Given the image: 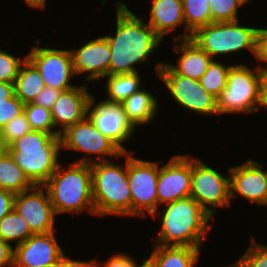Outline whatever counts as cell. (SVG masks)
I'll return each mask as SVG.
<instances>
[{
	"label": "cell",
	"mask_w": 267,
	"mask_h": 267,
	"mask_svg": "<svg viewBox=\"0 0 267 267\" xmlns=\"http://www.w3.org/2000/svg\"><path fill=\"white\" fill-rule=\"evenodd\" d=\"M24 105L15 96L14 83L0 81V130L10 120L24 112Z\"/></svg>",
	"instance_id": "cell-30"
},
{
	"label": "cell",
	"mask_w": 267,
	"mask_h": 267,
	"mask_svg": "<svg viewBox=\"0 0 267 267\" xmlns=\"http://www.w3.org/2000/svg\"><path fill=\"white\" fill-rule=\"evenodd\" d=\"M42 186L48 192L56 216L64 213L78 214L85 210L95 216L91 164L71 162L69 166H64L60 162Z\"/></svg>",
	"instance_id": "cell-4"
},
{
	"label": "cell",
	"mask_w": 267,
	"mask_h": 267,
	"mask_svg": "<svg viewBox=\"0 0 267 267\" xmlns=\"http://www.w3.org/2000/svg\"><path fill=\"white\" fill-rule=\"evenodd\" d=\"M154 71L182 109L203 116L218 114L216 98L201 86L199 80L176 74L164 61L154 65Z\"/></svg>",
	"instance_id": "cell-10"
},
{
	"label": "cell",
	"mask_w": 267,
	"mask_h": 267,
	"mask_svg": "<svg viewBox=\"0 0 267 267\" xmlns=\"http://www.w3.org/2000/svg\"><path fill=\"white\" fill-rule=\"evenodd\" d=\"M95 99L94 94L91 95L87 108L88 119L123 152H129L124 143L134 136L136 128L128 120L123 105L104 99L96 103Z\"/></svg>",
	"instance_id": "cell-13"
},
{
	"label": "cell",
	"mask_w": 267,
	"mask_h": 267,
	"mask_svg": "<svg viewBox=\"0 0 267 267\" xmlns=\"http://www.w3.org/2000/svg\"><path fill=\"white\" fill-rule=\"evenodd\" d=\"M139 71L121 75L106 76L105 90L107 97L104 100L114 103H122L133 93L143 88Z\"/></svg>",
	"instance_id": "cell-26"
},
{
	"label": "cell",
	"mask_w": 267,
	"mask_h": 267,
	"mask_svg": "<svg viewBox=\"0 0 267 267\" xmlns=\"http://www.w3.org/2000/svg\"><path fill=\"white\" fill-rule=\"evenodd\" d=\"M24 113L31 130L48 132L55 136H60L59 131L54 128L50 109L31 102L24 105Z\"/></svg>",
	"instance_id": "cell-31"
},
{
	"label": "cell",
	"mask_w": 267,
	"mask_h": 267,
	"mask_svg": "<svg viewBox=\"0 0 267 267\" xmlns=\"http://www.w3.org/2000/svg\"><path fill=\"white\" fill-rule=\"evenodd\" d=\"M44 267H85L84 261L82 260H74L66 254L57 262L46 265Z\"/></svg>",
	"instance_id": "cell-41"
},
{
	"label": "cell",
	"mask_w": 267,
	"mask_h": 267,
	"mask_svg": "<svg viewBox=\"0 0 267 267\" xmlns=\"http://www.w3.org/2000/svg\"><path fill=\"white\" fill-rule=\"evenodd\" d=\"M156 98L151 91L143 87L121 103L128 120L135 128L152 123L156 118L159 110Z\"/></svg>",
	"instance_id": "cell-23"
},
{
	"label": "cell",
	"mask_w": 267,
	"mask_h": 267,
	"mask_svg": "<svg viewBox=\"0 0 267 267\" xmlns=\"http://www.w3.org/2000/svg\"><path fill=\"white\" fill-rule=\"evenodd\" d=\"M262 71L245 63L231 66L226 87L216 98L218 115L259 112Z\"/></svg>",
	"instance_id": "cell-7"
},
{
	"label": "cell",
	"mask_w": 267,
	"mask_h": 267,
	"mask_svg": "<svg viewBox=\"0 0 267 267\" xmlns=\"http://www.w3.org/2000/svg\"><path fill=\"white\" fill-rule=\"evenodd\" d=\"M14 246L0 239V267H13Z\"/></svg>",
	"instance_id": "cell-39"
},
{
	"label": "cell",
	"mask_w": 267,
	"mask_h": 267,
	"mask_svg": "<svg viewBox=\"0 0 267 267\" xmlns=\"http://www.w3.org/2000/svg\"><path fill=\"white\" fill-rule=\"evenodd\" d=\"M27 55L23 58L14 56L12 53L0 48V81L14 83L18 75L21 64L26 60Z\"/></svg>",
	"instance_id": "cell-35"
},
{
	"label": "cell",
	"mask_w": 267,
	"mask_h": 267,
	"mask_svg": "<svg viewBox=\"0 0 267 267\" xmlns=\"http://www.w3.org/2000/svg\"><path fill=\"white\" fill-rule=\"evenodd\" d=\"M200 250L189 246L153 245L149 257L143 259L150 267H195Z\"/></svg>",
	"instance_id": "cell-22"
},
{
	"label": "cell",
	"mask_w": 267,
	"mask_h": 267,
	"mask_svg": "<svg viewBox=\"0 0 267 267\" xmlns=\"http://www.w3.org/2000/svg\"><path fill=\"white\" fill-rule=\"evenodd\" d=\"M60 141L61 150L84 153L82 158L73 161L77 163L92 164L96 160L97 162L107 161L123 153L116 144L96 129L88 117L61 132ZM94 155L97 159H94Z\"/></svg>",
	"instance_id": "cell-8"
},
{
	"label": "cell",
	"mask_w": 267,
	"mask_h": 267,
	"mask_svg": "<svg viewBox=\"0 0 267 267\" xmlns=\"http://www.w3.org/2000/svg\"><path fill=\"white\" fill-rule=\"evenodd\" d=\"M260 106L267 108V72L262 73L260 84V102L258 110H261Z\"/></svg>",
	"instance_id": "cell-42"
},
{
	"label": "cell",
	"mask_w": 267,
	"mask_h": 267,
	"mask_svg": "<svg viewBox=\"0 0 267 267\" xmlns=\"http://www.w3.org/2000/svg\"><path fill=\"white\" fill-rule=\"evenodd\" d=\"M13 209L25 219L33 234L57 231V216L43 186L35 185L30 190L15 194Z\"/></svg>",
	"instance_id": "cell-15"
},
{
	"label": "cell",
	"mask_w": 267,
	"mask_h": 267,
	"mask_svg": "<svg viewBox=\"0 0 267 267\" xmlns=\"http://www.w3.org/2000/svg\"><path fill=\"white\" fill-rule=\"evenodd\" d=\"M70 51L75 75L88 74L84 82H98L109 76L111 49L105 36L87 40L80 48H71Z\"/></svg>",
	"instance_id": "cell-18"
},
{
	"label": "cell",
	"mask_w": 267,
	"mask_h": 267,
	"mask_svg": "<svg viewBox=\"0 0 267 267\" xmlns=\"http://www.w3.org/2000/svg\"><path fill=\"white\" fill-rule=\"evenodd\" d=\"M161 229L154 245L201 248L214 218L191 196L163 204Z\"/></svg>",
	"instance_id": "cell-2"
},
{
	"label": "cell",
	"mask_w": 267,
	"mask_h": 267,
	"mask_svg": "<svg viewBox=\"0 0 267 267\" xmlns=\"http://www.w3.org/2000/svg\"><path fill=\"white\" fill-rule=\"evenodd\" d=\"M239 21L212 22L198 28L190 39L212 59L217 60L220 56L226 58L236 52L239 54L244 49L255 56L259 28L240 25Z\"/></svg>",
	"instance_id": "cell-6"
},
{
	"label": "cell",
	"mask_w": 267,
	"mask_h": 267,
	"mask_svg": "<svg viewBox=\"0 0 267 267\" xmlns=\"http://www.w3.org/2000/svg\"><path fill=\"white\" fill-rule=\"evenodd\" d=\"M192 155L175 154L164 165L159 164L157 180L158 211L163 204L190 196L192 179Z\"/></svg>",
	"instance_id": "cell-14"
},
{
	"label": "cell",
	"mask_w": 267,
	"mask_h": 267,
	"mask_svg": "<svg viewBox=\"0 0 267 267\" xmlns=\"http://www.w3.org/2000/svg\"><path fill=\"white\" fill-rule=\"evenodd\" d=\"M24 2L32 9L45 10L47 0H24Z\"/></svg>",
	"instance_id": "cell-43"
},
{
	"label": "cell",
	"mask_w": 267,
	"mask_h": 267,
	"mask_svg": "<svg viewBox=\"0 0 267 267\" xmlns=\"http://www.w3.org/2000/svg\"><path fill=\"white\" fill-rule=\"evenodd\" d=\"M255 60L261 61L262 64L258 63L257 67L263 72H267V28L258 29L256 36V51H255Z\"/></svg>",
	"instance_id": "cell-37"
},
{
	"label": "cell",
	"mask_w": 267,
	"mask_h": 267,
	"mask_svg": "<svg viewBox=\"0 0 267 267\" xmlns=\"http://www.w3.org/2000/svg\"><path fill=\"white\" fill-rule=\"evenodd\" d=\"M251 1L252 0H209L212 22L239 20V8L246 6Z\"/></svg>",
	"instance_id": "cell-32"
},
{
	"label": "cell",
	"mask_w": 267,
	"mask_h": 267,
	"mask_svg": "<svg viewBox=\"0 0 267 267\" xmlns=\"http://www.w3.org/2000/svg\"><path fill=\"white\" fill-rule=\"evenodd\" d=\"M159 162L134 157L128 152V180L132 198V217H148L158 211L157 180ZM148 213V214H147Z\"/></svg>",
	"instance_id": "cell-11"
},
{
	"label": "cell",
	"mask_w": 267,
	"mask_h": 267,
	"mask_svg": "<svg viewBox=\"0 0 267 267\" xmlns=\"http://www.w3.org/2000/svg\"><path fill=\"white\" fill-rule=\"evenodd\" d=\"M60 93L61 90L45 86L32 103L51 110Z\"/></svg>",
	"instance_id": "cell-38"
},
{
	"label": "cell",
	"mask_w": 267,
	"mask_h": 267,
	"mask_svg": "<svg viewBox=\"0 0 267 267\" xmlns=\"http://www.w3.org/2000/svg\"><path fill=\"white\" fill-rule=\"evenodd\" d=\"M27 58L39 70L46 86L61 91L71 89L74 73L70 49L34 46L27 54Z\"/></svg>",
	"instance_id": "cell-12"
},
{
	"label": "cell",
	"mask_w": 267,
	"mask_h": 267,
	"mask_svg": "<svg viewBox=\"0 0 267 267\" xmlns=\"http://www.w3.org/2000/svg\"><path fill=\"white\" fill-rule=\"evenodd\" d=\"M28 179L42 186L60 163V136L31 130L5 148Z\"/></svg>",
	"instance_id": "cell-5"
},
{
	"label": "cell",
	"mask_w": 267,
	"mask_h": 267,
	"mask_svg": "<svg viewBox=\"0 0 267 267\" xmlns=\"http://www.w3.org/2000/svg\"><path fill=\"white\" fill-rule=\"evenodd\" d=\"M230 176V201L240 196L260 207L267 206V170L253 159L228 168ZM262 205V206H261Z\"/></svg>",
	"instance_id": "cell-16"
},
{
	"label": "cell",
	"mask_w": 267,
	"mask_h": 267,
	"mask_svg": "<svg viewBox=\"0 0 267 267\" xmlns=\"http://www.w3.org/2000/svg\"><path fill=\"white\" fill-rule=\"evenodd\" d=\"M15 194L0 188V220L13 209Z\"/></svg>",
	"instance_id": "cell-40"
},
{
	"label": "cell",
	"mask_w": 267,
	"mask_h": 267,
	"mask_svg": "<svg viewBox=\"0 0 267 267\" xmlns=\"http://www.w3.org/2000/svg\"><path fill=\"white\" fill-rule=\"evenodd\" d=\"M31 131L26 115L22 114L14 117L0 130V148H7L16 139L23 137Z\"/></svg>",
	"instance_id": "cell-34"
},
{
	"label": "cell",
	"mask_w": 267,
	"mask_h": 267,
	"mask_svg": "<svg viewBox=\"0 0 267 267\" xmlns=\"http://www.w3.org/2000/svg\"><path fill=\"white\" fill-rule=\"evenodd\" d=\"M151 2L148 25L162 40L183 24L185 32L177 34L174 40L191 38L192 33L186 28L183 16L182 0H151Z\"/></svg>",
	"instance_id": "cell-20"
},
{
	"label": "cell",
	"mask_w": 267,
	"mask_h": 267,
	"mask_svg": "<svg viewBox=\"0 0 267 267\" xmlns=\"http://www.w3.org/2000/svg\"><path fill=\"white\" fill-rule=\"evenodd\" d=\"M140 267H150L146 262H144Z\"/></svg>",
	"instance_id": "cell-44"
},
{
	"label": "cell",
	"mask_w": 267,
	"mask_h": 267,
	"mask_svg": "<svg viewBox=\"0 0 267 267\" xmlns=\"http://www.w3.org/2000/svg\"><path fill=\"white\" fill-rule=\"evenodd\" d=\"M250 239V245L244 254L234 263L225 267H267V246L258 243L254 236H251Z\"/></svg>",
	"instance_id": "cell-33"
},
{
	"label": "cell",
	"mask_w": 267,
	"mask_h": 267,
	"mask_svg": "<svg viewBox=\"0 0 267 267\" xmlns=\"http://www.w3.org/2000/svg\"><path fill=\"white\" fill-rule=\"evenodd\" d=\"M186 28L193 34L198 28L212 23L209 0H182Z\"/></svg>",
	"instance_id": "cell-28"
},
{
	"label": "cell",
	"mask_w": 267,
	"mask_h": 267,
	"mask_svg": "<svg viewBox=\"0 0 267 267\" xmlns=\"http://www.w3.org/2000/svg\"><path fill=\"white\" fill-rule=\"evenodd\" d=\"M232 65H225L218 59H213L204 75L199 79L201 86L215 98L226 87L227 76Z\"/></svg>",
	"instance_id": "cell-29"
},
{
	"label": "cell",
	"mask_w": 267,
	"mask_h": 267,
	"mask_svg": "<svg viewBox=\"0 0 267 267\" xmlns=\"http://www.w3.org/2000/svg\"><path fill=\"white\" fill-rule=\"evenodd\" d=\"M45 86L39 70L26 58L14 82L15 96L24 104L31 103Z\"/></svg>",
	"instance_id": "cell-24"
},
{
	"label": "cell",
	"mask_w": 267,
	"mask_h": 267,
	"mask_svg": "<svg viewBox=\"0 0 267 267\" xmlns=\"http://www.w3.org/2000/svg\"><path fill=\"white\" fill-rule=\"evenodd\" d=\"M175 41L176 44L173 48L180 57H178L176 65L168 61H165V63L176 74L199 80L213 59L191 39Z\"/></svg>",
	"instance_id": "cell-21"
},
{
	"label": "cell",
	"mask_w": 267,
	"mask_h": 267,
	"mask_svg": "<svg viewBox=\"0 0 267 267\" xmlns=\"http://www.w3.org/2000/svg\"><path fill=\"white\" fill-rule=\"evenodd\" d=\"M55 233L33 234L14 246L13 267H44L59 261L66 253L58 244Z\"/></svg>",
	"instance_id": "cell-17"
},
{
	"label": "cell",
	"mask_w": 267,
	"mask_h": 267,
	"mask_svg": "<svg viewBox=\"0 0 267 267\" xmlns=\"http://www.w3.org/2000/svg\"><path fill=\"white\" fill-rule=\"evenodd\" d=\"M115 6V34L104 35L111 49L109 75L137 72L138 64L147 62L163 41L126 3L116 0Z\"/></svg>",
	"instance_id": "cell-1"
},
{
	"label": "cell",
	"mask_w": 267,
	"mask_h": 267,
	"mask_svg": "<svg viewBox=\"0 0 267 267\" xmlns=\"http://www.w3.org/2000/svg\"><path fill=\"white\" fill-rule=\"evenodd\" d=\"M224 175L223 172L214 169L202 159L192 155L190 196L213 218L219 208L222 210L224 207L227 208L226 206L232 205L230 201V176L226 173Z\"/></svg>",
	"instance_id": "cell-9"
},
{
	"label": "cell",
	"mask_w": 267,
	"mask_h": 267,
	"mask_svg": "<svg viewBox=\"0 0 267 267\" xmlns=\"http://www.w3.org/2000/svg\"><path fill=\"white\" fill-rule=\"evenodd\" d=\"M125 165L114 164L113 159L91 164L92 199L95 215L132 216V198L128 180V152Z\"/></svg>",
	"instance_id": "cell-3"
},
{
	"label": "cell",
	"mask_w": 267,
	"mask_h": 267,
	"mask_svg": "<svg viewBox=\"0 0 267 267\" xmlns=\"http://www.w3.org/2000/svg\"><path fill=\"white\" fill-rule=\"evenodd\" d=\"M91 95L88 91L87 83L84 86L77 85L71 89L61 91L50 110L54 128L59 133L87 117V108ZM58 127L59 129H57Z\"/></svg>",
	"instance_id": "cell-19"
},
{
	"label": "cell",
	"mask_w": 267,
	"mask_h": 267,
	"mask_svg": "<svg viewBox=\"0 0 267 267\" xmlns=\"http://www.w3.org/2000/svg\"><path fill=\"white\" fill-rule=\"evenodd\" d=\"M145 260L142 261V263L137 264V261H135L134 257H131V255L124 254V253H118L110 257L106 262L96 260L95 258L92 260H86L84 261L85 267H140Z\"/></svg>",
	"instance_id": "cell-36"
},
{
	"label": "cell",
	"mask_w": 267,
	"mask_h": 267,
	"mask_svg": "<svg viewBox=\"0 0 267 267\" xmlns=\"http://www.w3.org/2000/svg\"><path fill=\"white\" fill-rule=\"evenodd\" d=\"M34 186L10 153L0 148V188L17 194L30 190Z\"/></svg>",
	"instance_id": "cell-25"
},
{
	"label": "cell",
	"mask_w": 267,
	"mask_h": 267,
	"mask_svg": "<svg viewBox=\"0 0 267 267\" xmlns=\"http://www.w3.org/2000/svg\"><path fill=\"white\" fill-rule=\"evenodd\" d=\"M33 233L25 219L12 209L0 220V239L15 246L23 243ZM15 243L13 244V242Z\"/></svg>",
	"instance_id": "cell-27"
}]
</instances>
